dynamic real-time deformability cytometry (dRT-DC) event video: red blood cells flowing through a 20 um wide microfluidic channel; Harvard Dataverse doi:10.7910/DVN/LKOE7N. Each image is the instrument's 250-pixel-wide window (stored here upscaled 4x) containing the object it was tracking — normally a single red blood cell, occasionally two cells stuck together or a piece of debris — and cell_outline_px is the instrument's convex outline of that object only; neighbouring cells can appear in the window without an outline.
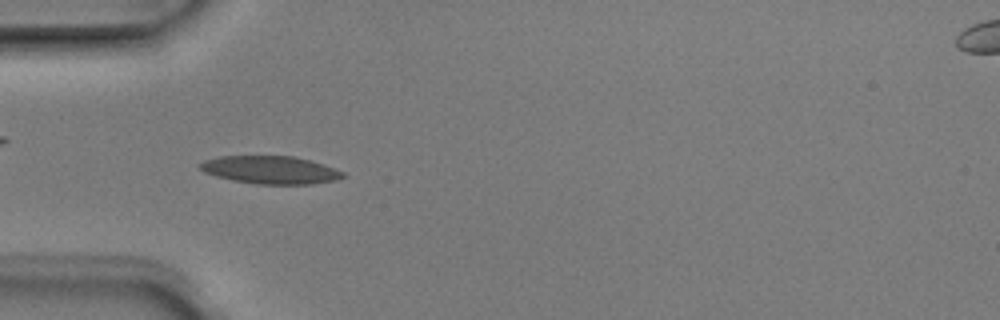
{"species": "Egyptian fruit bat (a non-hibernating species)", "species_latin": "Rousettus aegyptiacus", "temperature_condition": "room temperature", "stored_images_in_passage": 6, "camera_frame_rate_fps": 3000, "um_per_image_px": 0.085, "animal": {"sex": "male"}, "frame": {"image": 1, "passage_image": 5, "time_ms": 1.333, "image_size_px": [1000, 320], "cell_outline_px": [[344, 176], [336, 180], [312, 184], [256, 184], [232, 180], [216, 176], [204, 172], [196, 164], [204, 160], [220, 156], [292, 156], [324, 164], [344, 172]], "centroid_in_image_um": [22.95, 14.44], "position_along_channel_um": 62.0, "area_um2": 23.18}}
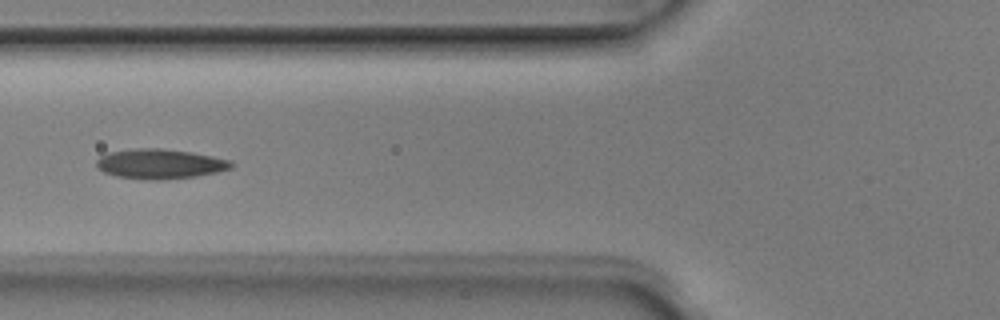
{"frame": {"image": 2, "passage_image": 6, "time_ms": 1.667, "image_size_px": [1000, 320], "cell_outline_px": [[232, 168], [216, 172], [196, 176], [160, 180], [152, 180], [116, 176], [104, 172], [96, 164], [96, 160], [100, 156], [108, 152], [136, 148], [164, 148], [192, 152], [232, 160]], "centroid_in_image_um": [13.6, 13.92], "position_along_channel_um": 112.2, "area_um2": 23.41}}